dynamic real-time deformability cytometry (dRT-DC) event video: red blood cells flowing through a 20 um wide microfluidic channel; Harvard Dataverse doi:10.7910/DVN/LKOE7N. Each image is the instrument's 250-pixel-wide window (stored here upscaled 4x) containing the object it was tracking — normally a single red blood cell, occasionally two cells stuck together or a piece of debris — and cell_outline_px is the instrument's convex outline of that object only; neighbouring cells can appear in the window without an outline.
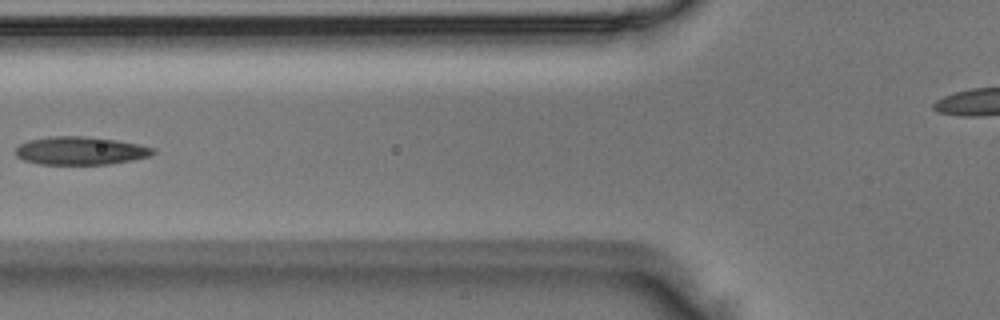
{"species": "Egyptian fruit bat (a non-hibernating species)", "species_latin": "Rousettus aegyptiacus", "temperature_condition": "room temperature", "stored_images_in_passage": 6, "segment_of_instrument_passage": [1, 2], "camera_frame_rate_fps": 3000, "um_per_image_px": 0.085, "animal": {"sex": "male"}, "frame": {"image": 1, "passage_image": 5, "time_ms": 1.333, "image_size_px": [1000, 320], "cell_outline_px": [[156, 152], [148, 156], [132, 160], [108, 164], [40, 164], [24, 160], [16, 156], [16, 148], [20, 144], [28, 140], [48, 136], [84, 136], [116, 140], [140, 144], [156, 148]], "centroid_in_image_um": [6.84, 12.8], "position_along_channel_um": 119.0, "area_um2": 22.54}}